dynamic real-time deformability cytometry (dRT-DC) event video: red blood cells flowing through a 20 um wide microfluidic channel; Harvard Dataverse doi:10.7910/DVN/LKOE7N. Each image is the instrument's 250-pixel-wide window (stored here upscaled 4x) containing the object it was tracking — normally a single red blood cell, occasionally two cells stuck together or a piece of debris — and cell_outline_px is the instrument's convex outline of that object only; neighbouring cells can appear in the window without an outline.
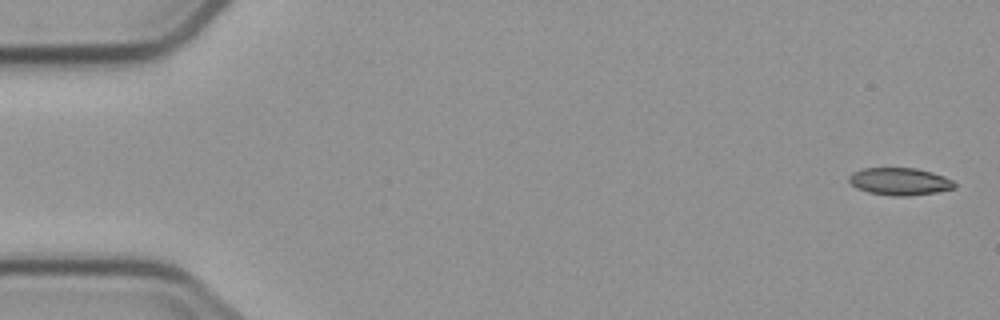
{"species": "common noctule bat (a hibernating species)", "species_latin": "Nyctalus noctula", "temperature_condition": "cold", "stored_images_in_passage": 5, "camera_frame_rate_fps": 3000, "um_per_image_px": 0.085, "animal": {"sex": "male", "body_mass_g": 23.1, "forearm_length_mm": 52.7}, "frame": {"image": 1, "passage_image": 1, "time_ms": 0.0, "image_size_px": [1000, 320], "cell_outline_px": [[956, 188], [936, 192], [908, 196], [892, 196], [868, 192], [856, 188], [848, 180], [848, 176], [852, 172], [864, 168], [916, 168], [932, 172], [944, 176], [952, 180], [956, 184]], "centroid_in_image_um": [76.47, 15.42], "position_along_channel_um": 8.5, "area_um2": 16.94}}